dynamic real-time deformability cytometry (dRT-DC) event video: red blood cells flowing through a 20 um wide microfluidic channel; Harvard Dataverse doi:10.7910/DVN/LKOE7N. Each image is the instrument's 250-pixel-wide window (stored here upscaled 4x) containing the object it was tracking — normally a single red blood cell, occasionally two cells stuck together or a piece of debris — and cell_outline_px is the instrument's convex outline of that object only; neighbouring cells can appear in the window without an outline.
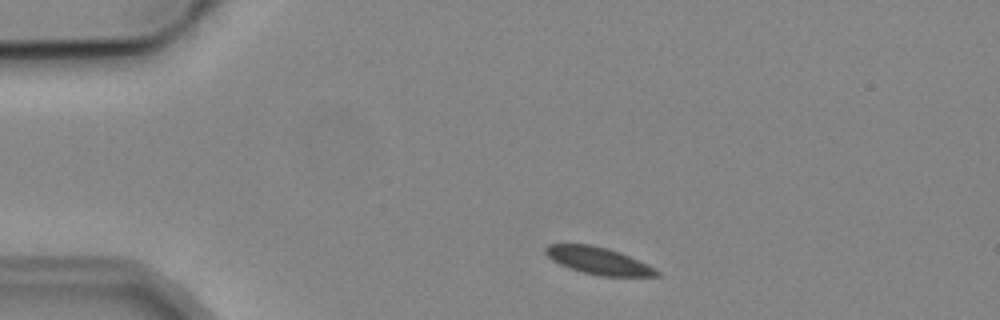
{"species": "common noctule bat (a hibernating species)", "species_latin": "Nyctalus noctula", "temperature_condition": "cold", "stored_images_in_passage": 3, "camera_frame_rate_fps": 3000, "um_per_image_px": 0.085, "animal": {"sex": "male", "body_mass_g": 19.2, "forearm_length_mm": 51.8}, "frame": {"image": 1, "passage_image": 1, "time_ms": 0.0, "image_size_px": [1000, 320], "cell_outline_px": [[660, 276], [600, 276], [580, 272], [568, 268], [552, 260], [544, 252], [544, 248], [548, 244], [592, 244], [608, 248], [620, 252], [648, 264], [660, 272]], "centroid_in_image_um": [50.85, 22.16], "position_along_channel_um": 34.2, "area_um2": 17.74}}
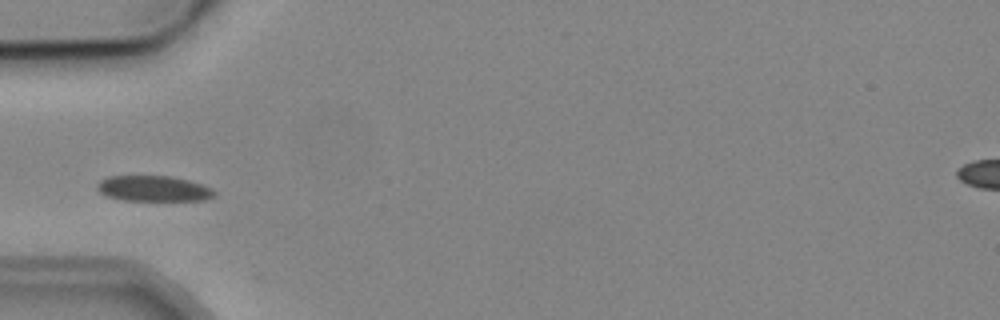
{"frame": {"image": 2, "passage_image": 3, "time_ms": 2.333, "image_size_px": [1000, 320], "cell_outline_px": [[216, 196], [204, 200], [124, 200], [104, 196], [96, 188], [96, 184], [100, 180], [108, 176], [172, 176], [188, 180], [212, 188], [216, 192]], "centroid_in_image_um": [13.03, 16.03], "position_along_channel_um": 72.0, "area_um2": 17.57}}